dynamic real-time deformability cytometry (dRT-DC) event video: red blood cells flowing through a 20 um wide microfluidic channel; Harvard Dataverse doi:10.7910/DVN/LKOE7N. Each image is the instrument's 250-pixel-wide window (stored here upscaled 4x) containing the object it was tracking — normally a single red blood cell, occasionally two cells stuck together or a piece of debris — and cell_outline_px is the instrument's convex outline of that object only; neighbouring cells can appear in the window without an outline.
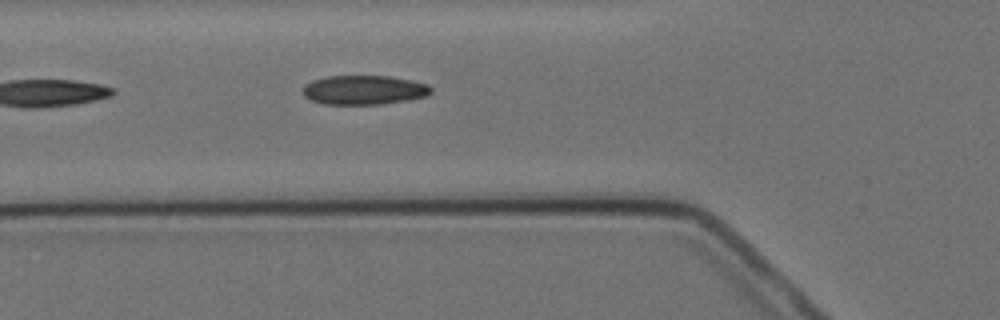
{"species": "Egyptian fruit bat (a non-hibernating species)", "species_latin": "Rousettus aegyptiacus", "temperature_condition": "cold", "stored_images_in_passage": 3, "camera_frame_rate_fps": 3000, "um_per_image_px": 0.085, "animal": {"sex": "female"}, "frame": {"image": 1, "passage_image": 3, "time_ms": 2.333, "image_size_px": [1000, 320], "cell_outline_px": [[432, 92], [428, 96], [408, 100], [380, 104], [324, 104], [312, 100], [304, 96], [304, 84], [312, 80], [328, 76], [388, 76], [412, 80], [428, 84], [432, 88]], "centroid_in_image_um": [30.97, 7.64], "position_along_channel_um": 94.8, "area_um2": 21.91}}